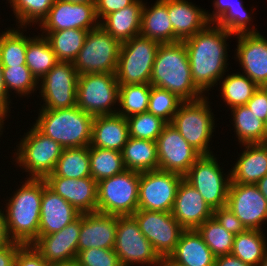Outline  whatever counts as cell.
<instances>
[{
	"mask_svg": "<svg viewBox=\"0 0 267 266\" xmlns=\"http://www.w3.org/2000/svg\"><path fill=\"white\" fill-rule=\"evenodd\" d=\"M230 34L209 23L203 30L184 40L191 74L196 87L206 96L229 71L228 42ZM227 69V70H226Z\"/></svg>",
	"mask_w": 267,
	"mask_h": 266,
	"instance_id": "obj_1",
	"label": "cell"
},
{
	"mask_svg": "<svg viewBox=\"0 0 267 266\" xmlns=\"http://www.w3.org/2000/svg\"><path fill=\"white\" fill-rule=\"evenodd\" d=\"M20 188L5 200V221L9 238L23 245L32 244L39 236V221L44 179L26 178Z\"/></svg>",
	"mask_w": 267,
	"mask_h": 266,
	"instance_id": "obj_2",
	"label": "cell"
},
{
	"mask_svg": "<svg viewBox=\"0 0 267 266\" xmlns=\"http://www.w3.org/2000/svg\"><path fill=\"white\" fill-rule=\"evenodd\" d=\"M150 85L168 90L183 101H195L205 96L194 84L183 41L159 45Z\"/></svg>",
	"mask_w": 267,
	"mask_h": 266,
	"instance_id": "obj_3",
	"label": "cell"
},
{
	"mask_svg": "<svg viewBox=\"0 0 267 266\" xmlns=\"http://www.w3.org/2000/svg\"><path fill=\"white\" fill-rule=\"evenodd\" d=\"M38 110L33 125L64 149L90 146L93 116L77 106Z\"/></svg>",
	"mask_w": 267,
	"mask_h": 266,
	"instance_id": "obj_4",
	"label": "cell"
},
{
	"mask_svg": "<svg viewBox=\"0 0 267 266\" xmlns=\"http://www.w3.org/2000/svg\"><path fill=\"white\" fill-rule=\"evenodd\" d=\"M29 129L12 150L15 151L12 159L17 167L28 174L26 179H44L55 170L64 148L41 133L33 124Z\"/></svg>",
	"mask_w": 267,
	"mask_h": 266,
	"instance_id": "obj_5",
	"label": "cell"
},
{
	"mask_svg": "<svg viewBox=\"0 0 267 266\" xmlns=\"http://www.w3.org/2000/svg\"><path fill=\"white\" fill-rule=\"evenodd\" d=\"M210 103L212 102L209 101V96L195 101H184L171 122L181 136L201 155L213 154L210 142L217 126Z\"/></svg>",
	"mask_w": 267,
	"mask_h": 266,
	"instance_id": "obj_6",
	"label": "cell"
},
{
	"mask_svg": "<svg viewBox=\"0 0 267 266\" xmlns=\"http://www.w3.org/2000/svg\"><path fill=\"white\" fill-rule=\"evenodd\" d=\"M140 172H124L97 182V212L126 216L138 210Z\"/></svg>",
	"mask_w": 267,
	"mask_h": 266,
	"instance_id": "obj_7",
	"label": "cell"
},
{
	"mask_svg": "<svg viewBox=\"0 0 267 266\" xmlns=\"http://www.w3.org/2000/svg\"><path fill=\"white\" fill-rule=\"evenodd\" d=\"M159 45L141 35L122 43L115 72L119 86L150 84Z\"/></svg>",
	"mask_w": 267,
	"mask_h": 266,
	"instance_id": "obj_8",
	"label": "cell"
},
{
	"mask_svg": "<svg viewBox=\"0 0 267 266\" xmlns=\"http://www.w3.org/2000/svg\"><path fill=\"white\" fill-rule=\"evenodd\" d=\"M118 99L119 83L115 74L87 73L79 75L77 107L86 113L93 117L117 114Z\"/></svg>",
	"mask_w": 267,
	"mask_h": 266,
	"instance_id": "obj_9",
	"label": "cell"
},
{
	"mask_svg": "<svg viewBox=\"0 0 267 266\" xmlns=\"http://www.w3.org/2000/svg\"><path fill=\"white\" fill-rule=\"evenodd\" d=\"M218 160L214 154L201 155L184 175V180L201 194L213 210L226 206L231 183L230 170L224 174L225 167L220 166Z\"/></svg>",
	"mask_w": 267,
	"mask_h": 266,
	"instance_id": "obj_10",
	"label": "cell"
},
{
	"mask_svg": "<svg viewBox=\"0 0 267 266\" xmlns=\"http://www.w3.org/2000/svg\"><path fill=\"white\" fill-rule=\"evenodd\" d=\"M122 43L100 25L88 32L73 65L79 75L87 73L115 74Z\"/></svg>",
	"mask_w": 267,
	"mask_h": 266,
	"instance_id": "obj_11",
	"label": "cell"
},
{
	"mask_svg": "<svg viewBox=\"0 0 267 266\" xmlns=\"http://www.w3.org/2000/svg\"><path fill=\"white\" fill-rule=\"evenodd\" d=\"M113 250L121 266H162L163 260L139 229L132 215L117 216V230Z\"/></svg>",
	"mask_w": 267,
	"mask_h": 266,
	"instance_id": "obj_12",
	"label": "cell"
},
{
	"mask_svg": "<svg viewBox=\"0 0 267 266\" xmlns=\"http://www.w3.org/2000/svg\"><path fill=\"white\" fill-rule=\"evenodd\" d=\"M78 77L73 62L59 61L38 81L39 100L43 102L39 109L55 110L77 106Z\"/></svg>",
	"mask_w": 267,
	"mask_h": 266,
	"instance_id": "obj_13",
	"label": "cell"
},
{
	"mask_svg": "<svg viewBox=\"0 0 267 266\" xmlns=\"http://www.w3.org/2000/svg\"><path fill=\"white\" fill-rule=\"evenodd\" d=\"M184 176L160 169L140 172L138 210L171 212Z\"/></svg>",
	"mask_w": 267,
	"mask_h": 266,
	"instance_id": "obj_14",
	"label": "cell"
},
{
	"mask_svg": "<svg viewBox=\"0 0 267 266\" xmlns=\"http://www.w3.org/2000/svg\"><path fill=\"white\" fill-rule=\"evenodd\" d=\"M140 231L151 243L162 260L174 251L184 229L174 219L171 212L137 210L132 215Z\"/></svg>",
	"mask_w": 267,
	"mask_h": 266,
	"instance_id": "obj_15",
	"label": "cell"
},
{
	"mask_svg": "<svg viewBox=\"0 0 267 266\" xmlns=\"http://www.w3.org/2000/svg\"><path fill=\"white\" fill-rule=\"evenodd\" d=\"M226 206L247 230H262L267 223V200L256 184L230 183Z\"/></svg>",
	"mask_w": 267,
	"mask_h": 266,
	"instance_id": "obj_16",
	"label": "cell"
},
{
	"mask_svg": "<svg viewBox=\"0 0 267 266\" xmlns=\"http://www.w3.org/2000/svg\"><path fill=\"white\" fill-rule=\"evenodd\" d=\"M158 169L184 176L201 154L171 124L167 123L156 140Z\"/></svg>",
	"mask_w": 267,
	"mask_h": 266,
	"instance_id": "obj_17",
	"label": "cell"
},
{
	"mask_svg": "<svg viewBox=\"0 0 267 266\" xmlns=\"http://www.w3.org/2000/svg\"><path fill=\"white\" fill-rule=\"evenodd\" d=\"M99 26L95 2L74 3L56 0L48 15L39 24L40 31L82 29L90 31Z\"/></svg>",
	"mask_w": 267,
	"mask_h": 266,
	"instance_id": "obj_18",
	"label": "cell"
},
{
	"mask_svg": "<svg viewBox=\"0 0 267 266\" xmlns=\"http://www.w3.org/2000/svg\"><path fill=\"white\" fill-rule=\"evenodd\" d=\"M237 48L235 60L241 65L242 74L259 87H267V38L259 33L235 35Z\"/></svg>",
	"mask_w": 267,
	"mask_h": 266,
	"instance_id": "obj_19",
	"label": "cell"
},
{
	"mask_svg": "<svg viewBox=\"0 0 267 266\" xmlns=\"http://www.w3.org/2000/svg\"><path fill=\"white\" fill-rule=\"evenodd\" d=\"M80 229L81 215L58 232L39 235L31 245L50 265L71 261L78 254Z\"/></svg>",
	"mask_w": 267,
	"mask_h": 266,
	"instance_id": "obj_20",
	"label": "cell"
},
{
	"mask_svg": "<svg viewBox=\"0 0 267 266\" xmlns=\"http://www.w3.org/2000/svg\"><path fill=\"white\" fill-rule=\"evenodd\" d=\"M44 180L50 190L60 195L79 213L97 212V182L92 177L70 179L51 173Z\"/></svg>",
	"mask_w": 267,
	"mask_h": 266,
	"instance_id": "obj_21",
	"label": "cell"
},
{
	"mask_svg": "<svg viewBox=\"0 0 267 266\" xmlns=\"http://www.w3.org/2000/svg\"><path fill=\"white\" fill-rule=\"evenodd\" d=\"M171 213L184 230H196L212 217L213 209L207 205L201 194L183 179Z\"/></svg>",
	"mask_w": 267,
	"mask_h": 266,
	"instance_id": "obj_22",
	"label": "cell"
},
{
	"mask_svg": "<svg viewBox=\"0 0 267 266\" xmlns=\"http://www.w3.org/2000/svg\"><path fill=\"white\" fill-rule=\"evenodd\" d=\"M117 230V215L99 212L81 214L78 253L88 248L113 249Z\"/></svg>",
	"mask_w": 267,
	"mask_h": 266,
	"instance_id": "obj_23",
	"label": "cell"
},
{
	"mask_svg": "<svg viewBox=\"0 0 267 266\" xmlns=\"http://www.w3.org/2000/svg\"><path fill=\"white\" fill-rule=\"evenodd\" d=\"M242 3L243 0H213L214 9L212 13L206 10L208 22L226 29L228 33L234 36L239 34L259 33L257 30L258 28H255L253 25V17H251L255 9L251 8L250 12Z\"/></svg>",
	"mask_w": 267,
	"mask_h": 266,
	"instance_id": "obj_24",
	"label": "cell"
},
{
	"mask_svg": "<svg viewBox=\"0 0 267 266\" xmlns=\"http://www.w3.org/2000/svg\"><path fill=\"white\" fill-rule=\"evenodd\" d=\"M167 12L173 26V43L194 36L209 24L206 9L188 0H167Z\"/></svg>",
	"mask_w": 267,
	"mask_h": 266,
	"instance_id": "obj_25",
	"label": "cell"
},
{
	"mask_svg": "<svg viewBox=\"0 0 267 266\" xmlns=\"http://www.w3.org/2000/svg\"><path fill=\"white\" fill-rule=\"evenodd\" d=\"M80 215L70 203L46 186L41 200L39 235L58 232Z\"/></svg>",
	"mask_w": 267,
	"mask_h": 266,
	"instance_id": "obj_26",
	"label": "cell"
},
{
	"mask_svg": "<svg viewBox=\"0 0 267 266\" xmlns=\"http://www.w3.org/2000/svg\"><path fill=\"white\" fill-rule=\"evenodd\" d=\"M215 256L197 230H184L174 251L162 264L174 266H214Z\"/></svg>",
	"mask_w": 267,
	"mask_h": 266,
	"instance_id": "obj_27",
	"label": "cell"
},
{
	"mask_svg": "<svg viewBox=\"0 0 267 266\" xmlns=\"http://www.w3.org/2000/svg\"><path fill=\"white\" fill-rule=\"evenodd\" d=\"M241 146L244 149L230 168L231 183L256 184L267 174V143Z\"/></svg>",
	"mask_w": 267,
	"mask_h": 266,
	"instance_id": "obj_28",
	"label": "cell"
},
{
	"mask_svg": "<svg viewBox=\"0 0 267 266\" xmlns=\"http://www.w3.org/2000/svg\"><path fill=\"white\" fill-rule=\"evenodd\" d=\"M129 138L128 123L125 117L112 114L93 118L91 147L122 151Z\"/></svg>",
	"mask_w": 267,
	"mask_h": 266,
	"instance_id": "obj_29",
	"label": "cell"
},
{
	"mask_svg": "<svg viewBox=\"0 0 267 266\" xmlns=\"http://www.w3.org/2000/svg\"><path fill=\"white\" fill-rule=\"evenodd\" d=\"M143 0L106 15L99 25L121 43L140 35Z\"/></svg>",
	"mask_w": 267,
	"mask_h": 266,
	"instance_id": "obj_30",
	"label": "cell"
},
{
	"mask_svg": "<svg viewBox=\"0 0 267 266\" xmlns=\"http://www.w3.org/2000/svg\"><path fill=\"white\" fill-rule=\"evenodd\" d=\"M152 4L147 6V2H144L140 35L160 44L173 43V26L167 12V0H156Z\"/></svg>",
	"mask_w": 267,
	"mask_h": 266,
	"instance_id": "obj_31",
	"label": "cell"
},
{
	"mask_svg": "<svg viewBox=\"0 0 267 266\" xmlns=\"http://www.w3.org/2000/svg\"><path fill=\"white\" fill-rule=\"evenodd\" d=\"M121 153L126 170L144 172L158 169L157 144L154 141L129 137Z\"/></svg>",
	"mask_w": 267,
	"mask_h": 266,
	"instance_id": "obj_32",
	"label": "cell"
},
{
	"mask_svg": "<svg viewBox=\"0 0 267 266\" xmlns=\"http://www.w3.org/2000/svg\"><path fill=\"white\" fill-rule=\"evenodd\" d=\"M231 121L239 144L267 143L265 122L257 118L246 105L230 109ZM234 121V122H233Z\"/></svg>",
	"mask_w": 267,
	"mask_h": 266,
	"instance_id": "obj_33",
	"label": "cell"
},
{
	"mask_svg": "<svg viewBox=\"0 0 267 266\" xmlns=\"http://www.w3.org/2000/svg\"><path fill=\"white\" fill-rule=\"evenodd\" d=\"M267 253V237L262 230H246L235 235L231 255L250 266H258Z\"/></svg>",
	"mask_w": 267,
	"mask_h": 266,
	"instance_id": "obj_34",
	"label": "cell"
},
{
	"mask_svg": "<svg viewBox=\"0 0 267 266\" xmlns=\"http://www.w3.org/2000/svg\"><path fill=\"white\" fill-rule=\"evenodd\" d=\"M218 84L221 85L219 88L221 99L225 106L229 107L228 111L234 107L246 105L259 88L256 83L241 72L225 74Z\"/></svg>",
	"mask_w": 267,
	"mask_h": 266,
	"instance_id": "obj_35",
	"label": "cell"
},
{
	"mask_svg": "<svg viewBox=\"0 0 267 266\" xmlns=\"http://www.w3.org/2000/svg\"><path fill=\"white\" fill-rule=\"evenodd\" d=\"M56 55L58 61L73 62L84 45L89 31L65 29L60 31H41Z\"/></svg>",
	"mask_w": 267,
	"mask_h": 266,
	"instance_id": "obj_36",
	"label": "cell"
},
{
	"mask_svg": "<svg viewBox=\"0 0 267 266\" xmlns=\"http://www.w3.org/2000/svg\"><path fill=\"white\" fill-rule=\"evenodd\" d=\"M10 28L0 32V63L3 67L26 65L29 37L24 35V31L28 28L16 26Z\"/></svg>",
	"mask_w": 267,
	"mask_h": 266,
	"instance_id": "obj_37",
	"label": "cell"
},
{
	"mask_svg": "<svg viewBox=\"0 0 267 266\" xmlns=\"http://www.w3.org/2000/svg\"><path fill=\"white\" fill-rule=\"evenodd\" d=\"M39 34L29 35L26 49V66L38 81L59 62L48 39Z\"/></svg>",
	"mask_w": 267,
	"mask_h": 266,
	"instance_id": "obj_38",
	"label": "cell"
},
{
	"mask_svg": "<svg viewBox=\"0 0 267 266\" xmlns=\"http://www.w3.org/2000/svg\"><path fill=\"white\" fill-rule=\"evenodd\" d=\"M53 173L59 177H91L89 146L63 149Z\"/></svg>",
	"mask_w": 267,
	"mask_h": 266,
	"instance_id": "obj_39",
	"label": "cell"
},
{
	"mask_svg": "<svg viewBox=\"0 0 267 266\" xmlns=\"http://www.w3.org/2000/svg\"><path fill=\"white\" fill-rule=\"evenodd\" d=\"M89 157L91 177L96 182L126 170L120 151L89 146Z\"/></svg>",
	"mask_w": 267,
	"mask_h": 266,
	"instance_id": "obj_40",
	"label": "cell"
},
{
	"mask_svg": "<svg viewBox=\"0 0 267 266\" xmlns=\"http://www.w3.org/2000/svg\"><path fill=\"white\" fill-rule=\"evenodd\" d=\"M150 84H129L119 86V99L117 114L125 118L147 112Z\"/></svg>",
	"mask_w": 267,
	"mask_h": 266,
	"instance_id": "obj_41",
	"label": "cell"
},
{
	"mask_svg": "<svg viewBox=\"0 0 267 266\" xmlns=\"http://www.w3.org/2000/svg\"><path fill=\"white\" fill-rule=\"evenodd\" d=\"M12 7L16 26H37L48 15L56 0H6ZM31 24V25H30Z\"/></svg>",
	"mask_w": 267,
	"mask_h": 266,
	"instance_id": "obj_42",
	"label": "cell"
},
{
	"mask_svg": "<svg viewBox=\"0 0 267 266\" xmlns=\"http://www.w3.org/2000/svg\"><path fill=\"white\" fill-rule=\"evenodd\" d=\"M196 230L215 257L231 253L235 236L222 227L213 216Z\"/></svg>",
	"mask_w": 267,
	"mask_h": 266,
	"instance_id": "obj_43",
	"label": "cell"
},
{
	"mask_svg": "<svg viewBox=\"0 0 267 266\" xmlns=\"http://www.w3.org/2000/svg\"><path fill=\"white\" fill-rule=\"evenodd\" d=\"M3 80L9 96L13 91L19 97H30L38 90V80L26 65L3 67Z\"/></svg>",
	"mask_w": 267,
	"mask_h": 266,
	"instance_id": "obj_44",
	"label": "cell"
},
{
	"mask_svg": "<svg viewBox=\"0 0 267 266\" xmlns=\"http://www.w3.org/2000/svg\"><path fill=\"white\" fill-rule=\"evenodd\" d=\"M128 123L129 137L146 139L156 142L167 124L161 117L152 113L144 112L126 118Z\"/></svg>",
	"mask_w": 267,
	"mask_h": 266,
	"instance_id": "obj_45",
	"label": "cell"
},
{
	"mask_svg": "<svg viewBox=\"0 0 267 266\" xmlns=\"http://www.w3.org/2000/svg\"><path fill=\"white\" fill-rule=\"evenodd\" d=\"M183 102L172 92L151 85L147 112L161 117L167 123H171Z\"/></svg>",
	"mask_w": 267,
	"mask_h": 266,
	"instance_id": "obj_46",
	"label": "cell"
},
{
	"mask_svg": "<svg viewBox=\"0 0 267 266\" xmlns=\"http://www.w3.org/2000/svg\"><path fill=\"white\" fill-rule=\"evenodd\" d=\"M76 260L80 266H121L113 249L88 248L80 251Z\"/></svg>",
	"mask_w": 267,
	"mask_h": 266,
	"instance_id": "obj_47",
	"label": "cell"
},
{
	"mask_svg": "<svg viewBox=\"0 0 267 266\" xmlns=\"http://www.w3.org/2000/svg\"><path fill=\"white\" fill-rule=\"evenodd\" d=\"M212 216L222 227L234 236L247 230L244 224L227 206L214 209Z\"/></svg>",
	"mask_w": 267,
	"mask_h": 266,
	"instance_id": "obj_48",
	"label": "cell"
},
{
	"mask_svg": "<svg viewBox=\"0 0 267 266\" xmlns=\"http://www.w3.org/2000/svg\"><path fill=\"white\" fill-rule=\"evenodd\" d=\"M14 266H51L31 244L22 245L16 254Z\"/></svg>",
	"mask_w": 267,
	"mask_h": 266,
	"instance_id": "obj_49",
	"label": "cell"
},
{
	"mask_svg": "<svg viewBox=\"0 0 267 266\" xmlns=\"http://www.w3.org/2000/svg\"><path fill=\"white\" fill-rule=\"evenodd\" d=\"M246 106L257 118L266 122L267 118V87H259Z\"/></svg>",
	"mask_w": 267,
	"mask_h": 266,
	"instance_id": "obj_50",
	"label": "cell"
},
{
	"mask_svg": "<svg viewBox=\"0 0 267 266\" xmlns=\"http://www.w3.org/2000/svg\"><path fill=\"white\" fill-rule=\"evenodd\" d=\"M136 0H96L95 8L99 22L112 12L133 4Z\"/></svg>",
	"mask_w": 267,
	"mask_h": 266,
	"instance_id": "obj_51",
	"label": "cell"
},
{
	"mask_svg": "<svg viewBox=\"0 0 267 266\" xmlns=\"http://www.w3.org/2000/svg\"><path fill=\"white\" fill-rule=\"evenodd\" d=\"M22 245L12 241L10 244L0 247V266H14L17 251Z\"/></svg>",
	"mask_w": 267,
	"mask_h": 266,
	"instance_id": "obj_52",
	"label": "cell"
},
{
	"mask_svg": "<svg viewBox=\"0 0 267 266\" xmlns=\"http://www.w3.org/2000/svg\"><path fill=\"white\" fill-rule=\"evenodd\" d=\"M10 98L11 96L8 95L3 80V66L0 63V112L4 113L8 118L10 116L9 113H11L10 108H13L9 106L12 101Z\"/></svg>",
	"mask_w": 267,
	"mask_h": 266,
	"instance_id": "obj_53",
	"label": "cell"
},
{
	"mask_svg": "<svg viewBox=\"0 0 267 266\" xmlns=\"http://www.w3.org/2000/svg\"><path fill=\"white\" fill-rule=\"evenodd\" d=\"M214 266H250V265L244 263L239 258L231 254H228L215 257Z\"/></svg>",
	"mask_w": 267,
	"mask_h": 266,
	"instance_id": "obj_54",
	"label": "cell"
},
{
	"mask_svg": "<svg viewBox=\"0 0 267 266\" xmlns=\"http://www.w3.org/2000/svg\"><path fill=\"white\" fill-rule=\"evenodd\" d=\"M3 208L0 209V247L8 245L12 242L9 238L6 221H5V212Z\"/></svg>",
	"mask_w": 267,
	"mask_h": 266,
	"instance_id": "obj_55",
	"label": "cell"
},
{
	"mask_svg": "<svg viewBox=\"0 0 267 266\" xmlns=\"http://www.w3.org/2000/svg\"><path fill=\"white\" fill-rule=\"evenodd\" d=\"M256 185L258 186L261 194L266 198L267 200V174L261 178Z\"/></svg>",
	"mask_w": 267,
	"mask_h": 266,
	"instance_id": "obj_56",
	"label": "cell"
},
{
	"mask_svg": "<svg viewBox=\"0 0 267 266\" xmlns=\"http://www.w3.org/2000/svg\"><path fill=\"white\" fill-rule=\"evenodd\" d=\"M51 266H80L76 259L67 261V262H61V263H55L51 264Z\"/></svg>",
	"mask_w": 267,
	"mask_h": 266,
	"instance_id": "obj_57",
	"label": "cell"
},
{
	"mask_svg": "<svg viewBox=\"0 0 267 266\" xmlns=\"http://www.w3.org/2000/svg\"><path fill=\"white\" fill-rule=\"evenodd\" d=\"M8 117L4 114V113H2V112H0V137H2V134H3V129H5V122L4 121H6V119H7Z\"/></svg>",
	"mask_w": 267,
	"mask_h": 266,
	"instance_id": "obj_58",
	"label": "cell"
},
{
	"mask_svg": "<svg viewBox=\"0 0 267 266\" xmlns=\"http://www.w3.org/2000/svg\"><path fill=\"white\" fill-rule=\"evenodd\" d=\"M64 1H70L74 3L96 2V0H64Z\"/></svg>",
	"mask_w": 267,
	"mask_h": 266,
	"instance_id": "obj_59",
	"label": "cell"
},
{
	"mask_svg": "<svg viewBox=\"0 0 267 266\" xmlns=\"http://www.w3.org/2000/svg\"><path fill=\"white\" fill-rule=\"evenodd\" d=\"M258 266H267V253H266V255L263 257L262 261L259 263Z\"/></svg>",
	"mask_w": 267,
	"mask_h": 266,
	"instance_id": "obj_60",
	"label": "cell"
},
{
	"mask_svg": "<svg viewBox=\"0 0 267 266\" xmlns=\"http://www.w3.org/2000/svg\"><path fill=\"white\" fill-rule=\"evenodd\" d=\"M162 266H174L173 264H162Z\"/></svg>",
	"mask_w": 267,
	"mask_h": 266,
	"instance_id": "obj_61",
	"label": "cell"
}]
</instances>
